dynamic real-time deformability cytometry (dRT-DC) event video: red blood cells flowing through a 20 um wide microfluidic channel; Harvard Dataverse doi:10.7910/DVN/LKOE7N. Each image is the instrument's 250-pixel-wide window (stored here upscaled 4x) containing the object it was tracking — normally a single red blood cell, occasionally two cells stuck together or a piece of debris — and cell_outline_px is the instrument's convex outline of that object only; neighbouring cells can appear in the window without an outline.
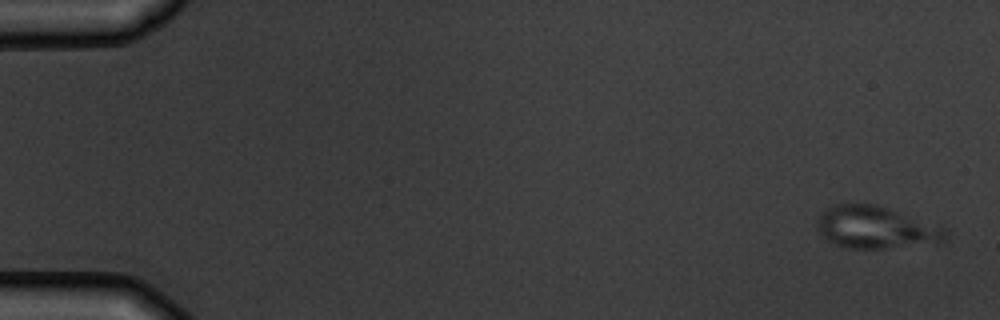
{"species": "common noctule bat (a hibernating species)", "species_latin": "Nyctalus noctula", "temperature_condition": "warm", "stored_images_in_passage": 6, "camera_frame_rate_fps": 3000, "um_per_image_px": 0.085, "animal": {"sex": "male", "body_mass_g": 19.5, "forearm_length_mm": 54.6}, "frame": {"image": 1, "passage_image": 1, "time_ms": 0.0, "image_size_px": [1000, 320], "cell_outline_px": [[948, 236], [944, 240], [936, 244], [884, 248], [848, 248], [836, 244], [828, 240], [816, 228], [816, 220], [832, 204], [876, 204], [940, 224], [948, 228]], "centroid_in_image_um": [74.54, 19.33], "position_along_channel_um": 10.5, "area_um2": 32.02}}